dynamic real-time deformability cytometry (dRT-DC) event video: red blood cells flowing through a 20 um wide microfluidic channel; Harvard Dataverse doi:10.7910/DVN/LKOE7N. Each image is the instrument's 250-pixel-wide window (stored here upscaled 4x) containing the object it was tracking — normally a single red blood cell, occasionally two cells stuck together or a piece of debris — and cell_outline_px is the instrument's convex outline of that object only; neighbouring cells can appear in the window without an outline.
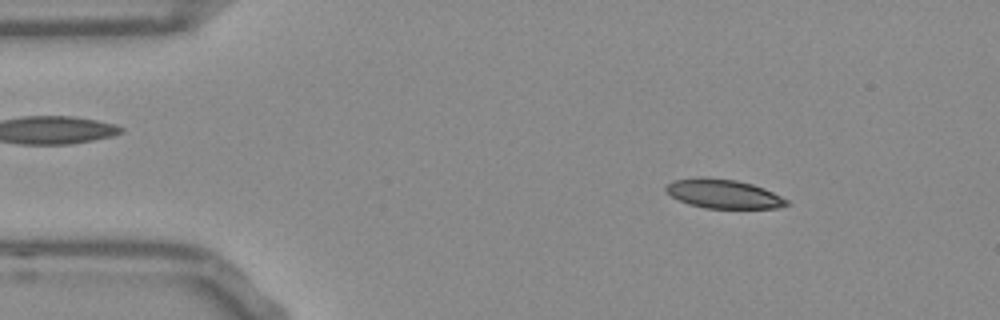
{"species": "Egyptian fruit bat (a non-hibernating species)", "species_latin": "Rousettus aegyptiacus", "temperature_condition": "room temperature", "stored_images_in_passage": 51, "camera_frame_rate_fps": 3000, "um_per_image_px": 0.085, "frame": {"image": 1, "passage_image": 6, "time_ms": 1.667, "image_size_px": [1000, 320], "cell_outline_px": [[792, 204], [776, 208], [704, 208], [688, 204], [672, 196], [664, 188], [672, 180], [700, 176], [704, 176], [736, 180], [752, 184], [764, 188], [788, 200]], "centroid_in_image_um": [61.49, 16.46], "position_along_channel_um": 23.5, "area_um2": 20.52}}
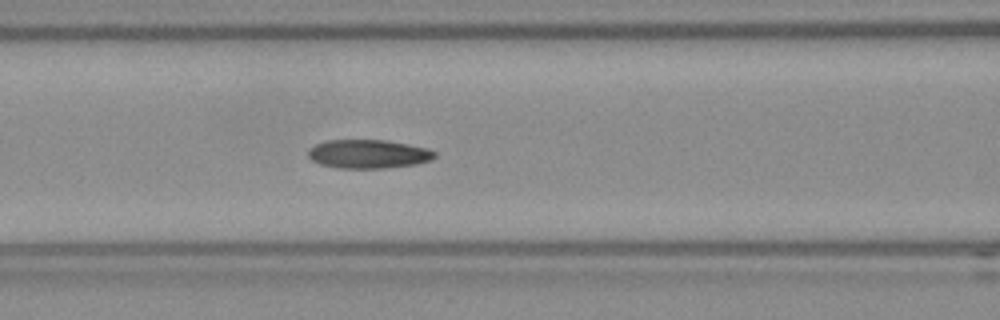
{"frame": {"image": 2, "passage_image": 20, "time_ms": 6.333, "image_size_px": [1000, 320], "cell_outline_px": [[436, 156], [432, 160], [416, 164], [384, 168], [336, 168], [320, 164], [312, 160], [308, 156], [308, 148], [316, 144], [328, 140], [384, 140], [408, 144], [428, 148], [436, 152]], "centroid_in_image_um": [31.31, 13.09], "position_along_channel_um": 135.3, "area_um2": 21.27}}
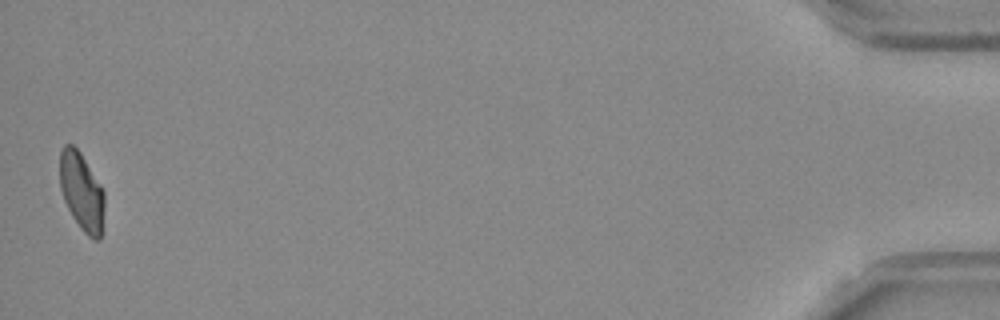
{"frame": {"image": 3, "passage_image": 51, "time_ms": 16.667, "image_size_px": [1000, 320], "cell_outline_px": [[104, 208], [100, 240], [92, 240], [80, 228], [72, 216], [64, 200], [60, 188], [60, 152], [64, 144], [72, 144], [80, 152], [100, 184], [104, 192]], "centroid_in_image_um": [6.94, 16.3], "position_along_channel_um": 428.3, "area_um2": 20.23}, "authors_computed_cell_mechanics": {"area_um2": 21.1548, "velocity_mm_per_s": 3.7917, "shape_relaxation_time_tau1_ms": 5.7282, "shape_relaxation_time_tau2_ms": 2.4416, "deformation_change_tau1": 0.1589, "deformation_change_tau2": 0.08}}